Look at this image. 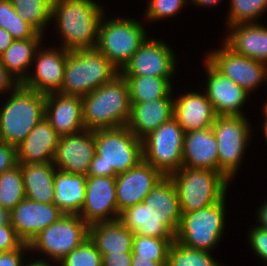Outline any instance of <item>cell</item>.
Here are the masks:
<instances>
[{
	"label": "cell",
	"instance_id": "cell-1",
	"mask_svg": "<svg viewBox=\"0 0 267 266\" xmlns=\"http://www.w3.org/2000/svg\"><path fill=\"white\" fill-rule=\"evenodd\" d=\"M118 220L134 234L175 239L181 211L171 178L160 180L142 203L121 211Z\"/></svg>",
	"mask_w": 267,
	"mask_h": 266
},
{
	"label": "cell",
	"instance_id": "cell-2",
	"mask_svg": "<svg viewBox=\"0 0 267 266\" xmlns=\"http://www.w3.org/2000/svg\"><path fill=\"white\" fill-rule=\"evenodd\" d=\"M95 151L87 176L116 177L143 160L142 140L127 126L96 130Z\"/></svg>",
	"mask_w": 267,
	"mask_h": 266
},
{
	"label": "cell",
	"instance_id": "cell-3",
	"mask_svg": "<svg viewBox=\"0 0 267 266\" xmlns=\"http://www.w3.org/2000/svg\"><path fill=\"white\" fill-rule=\"evenodd\" d=\"M81 98L86 130L114 129L127 125L131 110L130 90L121 73Z\"/></svg>",
	"mask_w": 267,
	"mask_h": 266
},
{
	"label": "cell",
	"instance_id": "cell-4",
	"mask_svg": "<svg viewBox=\"0 0 267 266\" xmlns=\"http://www.w3.org/2000/svg\"><path fill=\"white\" fill-rule=\"evenodd\" d=\"M103 10L92 0H52L51 17L67 50L96 48Z\"/></svg>",
	"mask_w": 267,
	"mask_h": 266
},
{
	"label": "cell",
	"instance_id": "cell-5",
	"mask_svg": "<svg viewBox=\"0 0 267 266\" xmlns=\"http://www.w3.org/2000/svg\"><path fill=\"white\" fill-rule=\"evenodd\" d=\"M120 73L96 48L70 50L65 63L63 95L83 97Z\"/></svg>",
	"mask_w": 267,
	"mask_h": 266
},
{
	"label": "cell",
	"instance_id": "cell-6",
	"mask_svg": "<svg viewBox=\"0 0 267 266\" xmlns=\"http://www.w3.org/2000/svg\"><path fill=\"white\" fill-rule=\"evenodd\" d=\"M0 110V140L17 146L45 115V94L19 84Z\"/></svg>",
	"mask_w": 267,
	"mask_h": 266
},
{
	"label": "cell",
	"instance_id": "cell-7",
	"mask_svg": "<svg viewBox=\"0 0 267 266\" xmlns=\"http://www.w3.org/2000/svg\"><path fill=\"white\" fill-rule=\"evenodd\" d=\"M175 184L181 212H191L220 202L228 179L210 169L181 167L169 176Z\"/></svg>",
	"mask_w": 267,
	"mask_h": 266
},
{
	"label": "cell",
	"instance_id": "cell-8",
	"mask_svg": "<svg viewBox=\"0 0 267 266\" xmlns=\"http://www.w3.org/2000/svg\"><path fill=\"white\" fill-rule=\"evenodd\" d=\"M224 204L225 197L220 202L208 207L191 212H181L175 241L188 248L210 252L223 234Z\"/></svg>",
	"mask_w": 267,
	"mask_h": 266
},
{
	"label": "cell",
	"instance_id": "cell-9",
	"mask_svg": "<svg viewBox=\"0 0 267 266\" xmlns=\"http://www.w3.org/2000/svg\"><path fill=\"white\" fill-rule=\"evenodd\" d=\"M100 20L96 49L118 70L130 61L146 39L143 26L133 19Z\"/></svg>",
	"mask_w": 267,
	"mask_h": 266
},
{
	"label": "cell",
	"instance_id": "cell-10",
	"mask_svg": "<svg viewBox=\"0 0 267 266\" xmlns=\"http://www.w3.org/2000/svg\"><path fill=\"white\" fill-rule=\"evenodd\" d=\"M184 135L174 117L163 123L142 139L143 160L169 177L182 167Z\"/></svg>",
	"mask_w": 267,
	"mask_h": 266
},
{
	"label": "cell",
	"instance_id": "cell-11",
	"mask_svg": "<svg viewBox=\"0 0 267 266\" xmlns=\"http://www.w3.org/2000/svg\"><path fill=\"white\" fill-rule=\"evenodd\" d=\"M89 238V225L79 215H63L36 235L29 250H39L55 262H60L73 249Z\"/></svg>",
	"mask_w": 267,
	"mask_h": 266
},
{
	"label": "cell",
	"instance_id": "cell-12",
	"mask_svg": "<svg viewBox=\"0 0 267 266\" xmlns=\"http://www.w3.org/2000/svg\"><path fill=\"white\" fill-rule=\"evenodd\" d=\"M251 128L244 115L217 116L212 130L217 141L219 172L233 178L250 138Z\"/></svg>",
	"mask_w": 267,
	"mask_h": 266
},
{
	"label": "cell",
	"instance_id": "cell-13",
	"mask_svg": "<svg viewBox=\"0 0 267 266\" xmlns=\"http://www.w3.org/2000/svg\"><path fill=\"white\" fill-rule=\"evenodd\" d=\"M206 60L248 93L267 79L266 63L242 56L225 43L221 49L210 52Z\"/></svg>",
	"mask_w": 267,
	"mask_h": 266
},
{
	"label": "cell",
	"instance_id": "cell-14",
	"mask_svg": "<svg viewBox=\"0 0 267 266\" xmlns=\"http://www.w3.org/2000/svg\"><path fill=\"white\" fill-rule=\"evenodd\" d=\"M119 214L115 177L87 176L85 201L79 216L88 225H92L98 222L116 221L119 218Z\"/></svg>",
	"mask_w": 267,
	"mask_h": 266
},
{
	"label": "cell",
	"instance_id": "cell-15",
	"mask_svg": "<svg viewBox=\"0 0 267 266\" xmlns=\"http://www.w3.org/2000/svg\"><path fill=\"white\" fill-rule=\"evenodd\" d=\"M175 67L172 49L161 40L146 38L120 73L123 76L171 78Z\"/></svg>",
	"mask_w": 267,
	"mask_h": 266
},
{
	"label": "cell",
	"instance_id": "cell-16",
	"mask_svg": "<svg viewBox=\"0 0 267 266\" xmlns=\"http://www.w3.org/2000/svg\"><path fill=\"white\" fill-rule=\"evenodd\" d=\"M63 215L54 203L35 202L25 198L9 212V221L18 237L29 244L36 235Z\"/></svg>",
	"mask_w": 267,
	"mask_h": 266
},
{
	"label": "cell",
	"instance_id": "cell-17",
	"mask_svg": "<svg viewBox=\"0 0 267 266\" xmlns=\"http://www.w3.org/2000/svg\"><path fill=\"white\" fill-rule=\"evenodd\" d=\"M163 178L164 176L156 168L144 160L130 170L118 174L115 177L118 212L142 203Z\"/></svg>",
	"mask_w": 267,
	"mask_h": 266
},
{
	"label": "cell",
	"instance_id": "cell-18",
	"mask_svg": "<svg viewBox=\"0 0 267 266\" xmlns=\"http://www.w3.org/2000/svg\"><path fill=\"white\" fill-rule=\"evenodd\" d=\"M95 153V131L85 129L61 137L53 164L60 171L87 176Z\"/></svg>",
	"mask_w": 267,
	"mask_h": 266
},
{
	"label": "cell",
	"instance_id": "cell-19",
	"mask_svg": "<svg viewBox=\"0 0 267 266\" xmlns=\"http://www.w3.org/2000/svg\"><path fill=\"white\" fill-rule=\"evenodd\" d=\"M38 48L34 75H28L21 84L23 87L41 94L58 93L64 81L65 63L69 50ZM43 50V51H42Z\"/></svg>",
	"mask_w": 267,
	"mask_h": 266
},
{
	"label": "cell",
	"instance_id": "cell-20",
	"mask_svg": "<svg viewBox=\"0 0 267 266\" xmlns=\"http://www.w3.org/2000/svg\"><path fill=\"white\" fill-rule=\"evenodd\" d=\"M44 117L61 136L73 135L85 130L80 96L46 94Z\"/></svg>",
	"mask_w": 267,
	"mask_h": 266
},
{
	"label": "cell",
	"instance_id": "cell-21",
	"mask_svg": "<svg viewBox=\"0 0 267 266\" xmlns=\"http://www.w3.org/2000/svg\"><path fill=\"white\" fill-rule=\"evenodd\" d=\"M208 82L206 95L217 116L243 115L240 110L248 92L218 72L207 60Z\"/></svg>",
	"mask_w": 267,
	"mask_h": 266
},
{
	"label": "cell",
	"instance_id": "cell-22",
	"mask_svg": "<svg viewBox=\"0 0 267 266\" xmlns=\"http://www.w3.org/2000/svg\"><path fill=\"white\" fill-rule=\"evenodd\" d=\"M61 135L43 117L17 148L18 163L53 162Z\"/></svg>",
	"mask_w": 267,
	"mask_h": 266
},
{
	"label": "cell",
	"instance_id": "cell-23",
	"mask_svg": "<svg viewBox=\"0 0 267 266\" xmlns=\"http://www.w3.org/2000/svg\"><path fill=\"white\" fill-rule=\"evenodd\" d=\"M171 92L164 98L150 102L131 103L129 130L139 139L156 130L174 117V100Z\"/></svg>",
	"mask_w": 267,
	"mask_h": 266
},
{
	"label": "cell",
	"instance_id": "cell-24",
	"mask_svg": "<svg viewBox=\"0 0 267 266\" xmlns=\"http://www.w3.org/2000/svg\"><path fill=\"white\" fill-rule=\"evenodd\" d=\"M182 166L219 172L217 141L212 127L185 132Z\"/></svg>",
	"mask_w": 267,
	"mask_h": 266
},
{
	"label": "cell",
	"instance_id": "cell-25",
	"mask_svg": "<svg viewBox=\"0 0 267 266\" xmlns=\"http://www.w3.org/2000/svg\"><path fill=\"white\" fill-rule=\"evenodd\" d=\"M216 117L217 114L206 93L202 95L190 92L178 100L174 99V118L184 132L210 128Z\"/></svg>",
	"mask_w": 267,
	"mask_h": 266
},
{
	"label": "cell",
	"instance_id": "cell-26",
	"mask_svg": "<svg viewBox=\"0 0 267 266\" xmlns=\"http://www.w3.org/2000/svg\"><path fill=\"white\" fill-rule=\"evenodd\" d=\"M225 44L234 52L267 64V28L257 23L230 26Z\"/></svg>",
	"mask_w": 267,
	"mask_h": 266
},
{
	"label": "cell",
	"instance_id": "cell-27",
	"mask_svg": "<svg viewBox=\"0 0 267 266\" xmlns=\"http://www.w3.org/2000/svg\"><path fill=\"white\" fill-rule=\"evenodd\" d=\"M23 176L25 197L41 203L54 202V177L57 169L53 162L18 163Z\"/></svg>",
	"mask_w": 267,
	"mask_h": 266
},
{
	"label": "cell",
	"instance_id": "cell-28",
	"mask_svg": "<svg viewBox=\"0 0 267 266\" xmlns=\"http://www.w3.org/2000/svg\"><path fill=\"white\" fill-rule=\"evenodd\" d=\"M89 238L103 254L132 252L134 233L119 220L89 225Z\"/></svg>",
	"mask_w": 267,
	"mask_h": 266
},
{
	"label": "cell",
	"instance_id": "cell-29",
	"mask_svg": "<svg viewBox=\"0 0 267 266\" xmlns=\"http://www.w3.org/2000/svg\"><path fill=\"white\" fill-rule=\"evenodd\" d=\"M87 176L57 170L54 177V204L64 215H79L85 201Z\"/></svg>",
	"mask_w": 267,
	"mask_h": 266
},
{
	"label": "cell",
	"instance_id": "cell-30",
	"mask_svg": "<svg viewBox=\"0 0 267 266\" xmlns=\"http://www.w3.org/2000/svg\"><path fill=\"white\" fill-rule=\"evenodd\" d=\"M42 38L14 39L7 50L0 56L1 63L18 84L28 77L26 68L35 60V53Z\"/></svg>",
	"mask_w": 267,
	"mask_h": 266
},
{
	"label": "cell",
	"instance_id": "cell-31",
	"mask_svg": "<svg viewBox=\"0 0 267 266\" xmlns=\"http://www.w3.org/2000/svg\"><path fill=\"white\" fill-rule=\"evenodd\" d=\"M130 90V102H150L166 97L172 91L170 78L154 76H124Z\"/></svg>",
	"mask_w": 267,
	"mask_h": 266
},
{
	"label": "cell",
	"instance_id": "cell-32",
	"mask_svg": "<svg viewBox=\"0 0 267 266\" xmlns=\"http://www.w3.org/2000/svg\"><path fill=\"white\" fill-rule=\"evenodd\" d=\"M20 164L0 174V205L8 213L25 199Z\"/></svg>",
	"mask_w": 267,
	"mask_h": 266
},
{
	"label": "cell",
	"instance_id": "cell-33",
	"mask_svg": "<svg viewBox=\"0 0 267 266\" xmlns=\"http://www.w3.org/2000/svg\"><path fill=\"white\" fill-rule=\"evenodd\" d=\"M18 15L38 33L52 19V0H10Z\"/></svg>",
	"mask_w": 267,
	"mask_h": 266
},
{
	"label": "cell",
	"instance_id": "cell-34",
	"mask_svg": "<svg viewBox=\"0 0 267 266\" xmlns=\"http://www.w3.org/2000/svg\"><path fill=\"white\" fill-rule=\"evenodd\" d=\"M175 239H165L134 234L132 258L167 262L168 251Z\"/></svg>",
	"mask_w": 267,
	"mask_h": 266
},
{
	"label": "cell",
	"instance_id": "cell-35",
	"mask_svg": "<svg viewBox=\"0 0 267 266\" xmlns=\"http://www.w3.org/2000/svg\"><path fill=\"white\" fill-rule=\"evenodd\" d=\"M0 28L9 32L14 39L41 38L43 36L18 15L10 0H0Z\"/></svg>",
	"mask_w": 267,
	"mask_h": 266
},
{
	"label": "cell",
	"instance_id": "cell-36",
	"mask_svg": "<svg viewBox=\"0 0 267 266\" xmlns=\"http://www.w3.org/2000/svg\"><path fill=\"white\" fill-rule=\"evenodd\" d=\"M166 266H221V264L211 257L210 252L188 248L174 241L168 251Z\"/></svg>",
	"mask_w": 267,
	"mask_h": 266
},
{
	"label": "cell",
	"instance_id": "cell-37",
	"mask_svg": "<svg viewBox=\"0 0 267 266\" xmlns=\"http://www.w3.org/2000/svg\"><path fill=\"white\" fill-rule=\"evenodd\" d=\"M266 8L267 0H231L228 27L243 23H254L255 19Z\"/></svg>",
	"mask_w": 267,
	"mask_h": 266
},
{
	"label": "cell",
	"instance_id": "cell-38",
	"mask_svg": "<svg viewBox=\"0 0 267 266\" xmlns=\"http://www.w3.org/2000/svg\"><path fill=\"white\" fill-rule=\"evenodd\" d=\"M59 263L61 266H102V255L95 243L88 238Z\"/></svg>",
	"mask_w": 267,
	"mask_h": 266
},
{
	"label": "cell",
	"instance_id": "cell-39",
	"mask_svg": "<svg viewBox=\"0 0 267 266\" xmlns=\"http://www.w3.org/2000/svg\"><path fill=\"white\" fill-rule=\"evenodd\" d=\"M186 0H151L147 8V18L158 20L176 14L183 8Z\"/></svg>",
	"mask_w": 267,
	"mask_h": 266
},
{
	"label": "cell",
	"instance_id": "cell-40",
	"mask_svg": "<svg viewBox=\"0 0 267 266\" xmlns=\"http://www.w3.org/2000/svg\"><path fill=\"white\" fill-rule=\"evenodd\" d=\"M23 243L9 220L0 224V253L18 249Z\"/></svg>",
	"mask_w": 267,
	"mask_h": 266
},
{
	"label": "cell",
	"instance_id": "cell-41",
	"mask_svg": "<svg viewBox=\"0 0 267 266\" xmlns=\"http://www.w3.org/2000/svg\"><path fill=\"white\" fill-rule=\"evenodd\" d=\"M249 234L248 239L254 252L267 262V230L257 226Z\"/></svg>",
	"mask_w": 267,
	"mask_h": 266
},
{
	"label": "cell",
	"instance_id": "cell-42",
	"mask_svg": "<svg viewBox=\"0 0 267 266\" xmlns=\"http://www.w3.org/2000/svg\"><path fill=\"white\" fill-rule=\"evenodd\" d=\"M18 165L17 148L0 140V174Z\"/></svg>",
	"mask_w": 267,
	"mask_h": 266
},
{
	"label": "cell",
	"instance_id": "cell-43",
	"mask_svg": "<svg viewBox=\"0 0 267 266\" xmlns=\"http://www.w3.org/2000/svg\"><path fill=\"white\" fill-rule=\"evenodd\" d=\"M28 249L29 245L23 243L18 249L0 253V266H23L21 255Z\"/></svg>",
	"mask_w": 267,
	"mask_h": 266
},
{
	"label": "cell",
	"instance_id": "cell-44",
	"mask_svg": "<svg viewBox=\"0 0 267 266\" xmlns=\"http://www.w3.org/2000/svg\"><path fill=\"white\" fill-rule=\"evenodd\" d=\"M131 262L132 252L102 255V266H131Z\"/></svg>",
	"mask_w": 267,
	"mask_h": 266
},
{
	"label": "cell",
	"instance_id": "cell-45",
	"mask_svg": "<svg viewBox=\"0 0 267 266\" xmlns=\"http://www.w3.org/2000/svg\"><path fill=\"white\" fill-rule=\"evenodd\" d=\"M19 84L15 79L7 72L5 66L0 60V93L7 91L10 88H16ZM2 91V92H1Z\"/></svg>",
	"mask_w": 267,
	"mask_h": 266
},
{
	"label": "cell",
	"instance_id": "cell-46",
	"mask_svg": "<svg viewBox=\"0 0 267 266\" xmlns=\"http://www.w3.org/2000/svg\"><path fill=\"white\" fill-rule=\"evenodd\" d=\"M14 41V38L5 29L0 28V56L7 50V48Z\"/></svg>",
	"mask_w": 267,
	"mask_h": 266
},
{
	"label": "cell",
	"instance_id": "cell-47",
	"mask_svg": "<svg viewBox=\"0 0 267 266\" xmlns=\"http://www.w3.org/2000/svg\"><path fill=\"white\" fill-rule=\"evenodd\" d=\"M167 262H153L150 259L132 258L131 266H166Z\"/></svg>",
	"mask_w": 267,
	"mask_h": 266
},
{
	"label": "cell",
	"instance_id": "cell-48",
	"mask_svg": "<svg viewBox=\"0 0 267 266\" xmlns=\"http://www.w3.org/2000/svg\"><path fill=\"white\" fill-rule=\"evenodd\" d=\"M259 224L258 227L267 230V202L260 207L258 211Z\"/></svg>",
	"mask_w": 267,
	"mask_h": 266
},
{
	"label": "cell",
	"instance_id": "cell-49",
	"mask_svg": "<svg viewBox=\"0 0 267 266\" xmlns=\"http://www.w3.org/2000/svg\"><path fill=\"white\" fill-rule=\"evenodd\" d=\"M193 3H195L198 6H212L219 3L221 0H191Z\"/></svg>",
	"mask_w": 267,
	"mask_h": 266
},
{
	"label": "cell",
	"instance_id": "cell-50",
	"mask_svg": "<svg viewBox=\"0 0 267 266\" xmlns=\"http://www.w3.org/2000/svg\"><path fill=\"white\" fill-rule=\"evenodd\" d=\"M9 220V213L4 210L0 205V224L5 223Z\"/></svg>",
	"mask_w": 267,
	"mask_h": 266
},
{
	"label": "cell",
	"instance_id": "cell-51",
	"mask_svg": "<svg viewBox=\"0 0 267 266\" xmlns=\"http://www.w3.org/2000/svg\"><path fill=\"white\" fill-rule=\"evenodd\" d=\"M23 266H51L49 262H46L45 260H36L35 262H31L29 264L23 265Z\"/></svg>",
	"mask_w": 267,
	"mask_h": 266
},
{
	"label": "cell",
	"instance_id": "cell-52",
	"mask_svg": "<svg viewBox=\"0 0 267 266\" xmlns=\"http://www.w3.org/2000/svg\"><path fill=\"white\" fill-rule=\"evenodd\" d=\"M264 112H265V115H266V119L264 121L263 127H264L265 137L267 138V103L264 106Z\"/></svg>",
	"mask_w": 267,
	"mask_h": 266
}]
</instances>
